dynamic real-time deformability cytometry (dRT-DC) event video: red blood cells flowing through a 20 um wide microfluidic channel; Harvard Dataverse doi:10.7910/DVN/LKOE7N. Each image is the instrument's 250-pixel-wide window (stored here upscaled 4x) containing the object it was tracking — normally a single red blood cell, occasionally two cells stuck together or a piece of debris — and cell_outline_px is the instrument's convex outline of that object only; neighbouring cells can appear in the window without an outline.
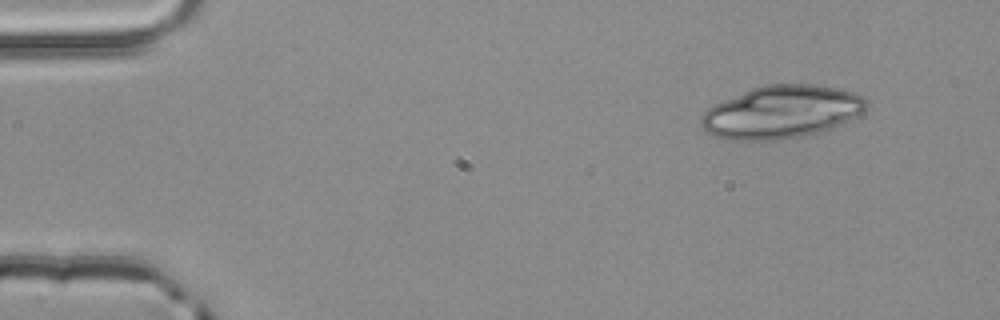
{"species": "common noctule bat (a hibernating species)", "species_latin": "Nyctalus noctula", "temperature_condition": "room temperature", "stored_images_in_passage": 3, "camera_frame_rate_fps": 3000, "um_per_image_px": 0.085, "animal": {"sex": "male", "body_mass_g": 20.4}, "frame": {"image": 1, "passage_image": 1, "time_ms": 0.0, "image_size_px": [1000, 320], "cell_outline_px": [[868, 108], [840, 124], [832, 128], [804, 136], [780, 140], [724, 140], [708, 132], [704, 128], [700, 120], [704, 112], [708, 108], [724, 100], [752, 88], [764, 84], [816, 84], [840, 88], [852, 92], [868, 100]], "centroid_in_image_um": [66.44, 9.52], "position_along_channel_um": 18.6, "area_um2": 50.69}}